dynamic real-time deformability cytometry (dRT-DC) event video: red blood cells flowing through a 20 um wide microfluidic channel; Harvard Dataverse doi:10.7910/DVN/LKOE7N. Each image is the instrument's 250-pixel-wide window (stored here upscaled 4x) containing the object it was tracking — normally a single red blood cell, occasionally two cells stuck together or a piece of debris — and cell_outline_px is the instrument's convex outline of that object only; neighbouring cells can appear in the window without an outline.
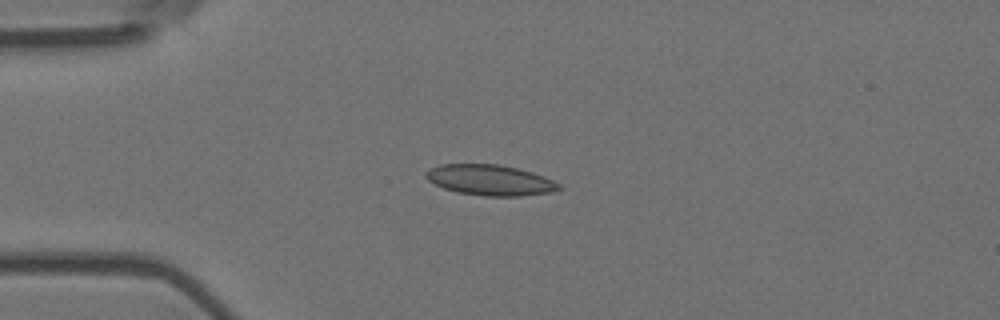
{"species": "Egyptian fruit bat (a non-hibernating species)", "species_latin": "Rousettus aegyptiacus", "temperature_condition": "room temperature", "stored_images_in_passage": 6, "camera_frame_rate_fps": 3000, "um_per_image_px": 0.085, "animal": {"sex": "female"}, "frame": {"image": 1, "passage_image": 4, "time_ms": 1.0, "image_size_px": [1000, 320], "cell_outline_px": [[564, 188], [548, 192], [520, 196], [484, 196], [460, 192], [444, 188], [428, 180], [424, 176], [424, 172], [428, 168], [440, 164], [500, 164], [532, 172], [544, 176], [560, 184]], "centroid_in_image_um": [41.64, 15.29], "position_along_channel_um": 43.4, "area_um2": 23.7}}
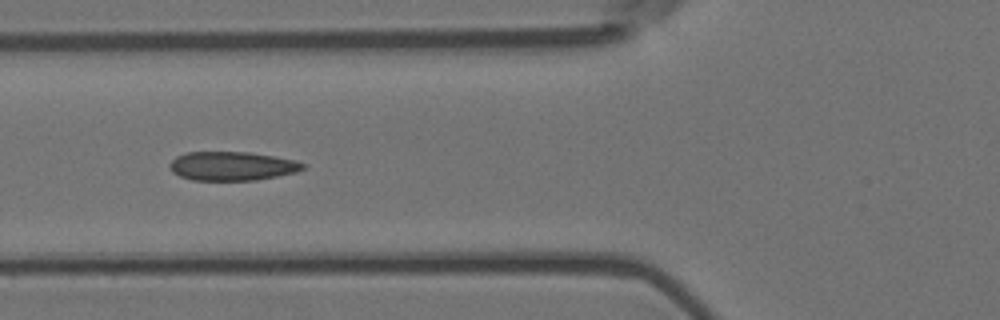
{"frame": {"image": 2, "passage_image": 6, "time_ms": 1.667, "image_size_px": [1000, 320], "cell_outline_px": [[308, 164], [304, 168], [296, 172], [256, 180], [192, 180], [180, 176], [172, 172], [168, 164], [176, 156], [188, 152], [248, 152], [296, 160]], "centroid_in_image_um": [19.72, 14.11], "position_along_channel_um": 106.1, "area_um2": 22.43}}